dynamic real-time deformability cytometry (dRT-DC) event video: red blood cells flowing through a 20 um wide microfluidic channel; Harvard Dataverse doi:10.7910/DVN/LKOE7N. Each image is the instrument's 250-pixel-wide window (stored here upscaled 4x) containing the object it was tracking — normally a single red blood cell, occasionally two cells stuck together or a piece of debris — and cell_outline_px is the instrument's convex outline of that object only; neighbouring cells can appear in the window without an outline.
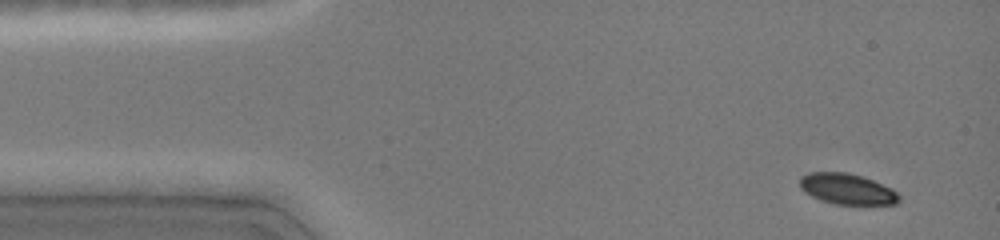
{"species": "common noctule bat (a hibernating species)", "species_latin": "Nyctalus noctula", "temperature_condition": "cold", "stored_images_in_passage": 29, "camera_frame_rate_fps": 3000, "um_per_image_px": 0.085, "animal": {"sex": "female", "body_mass_g": 19.0, "forearm_length_mm": 51.5}, "frame": {"image": 1, "passage_image": 3, "time_ms": 0.667, "image_size_px": [1000, 240], "cell_outline_px": [[900, 200], [896, 204], [836, 204], [820, 200], [804, 192], [800, 188], [800, 176], [808, 172], [848, 172], [872, 180], [892, 188], [900, 196]], "centroid_in_image_um": [71.98, 16.06], "position_along_channel_um": 13.0, "area_um2": 17.8}}
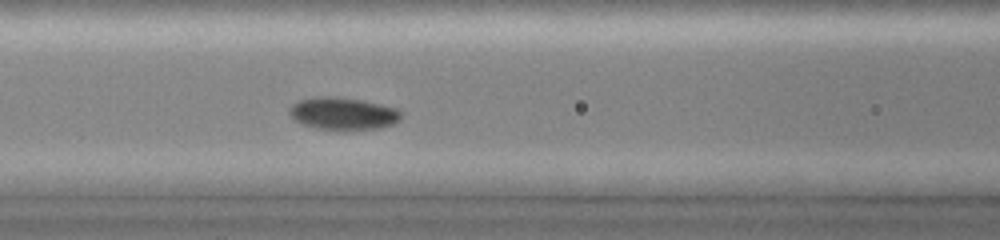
{"frame": {"image": 2, "passage_image": 17, "time_ms": 6.0, "image_size_px": [1000, 240], "cell_outline_px": [[404, 112], [400, 120], [392, 124], [380, 128], [348, 132], [340, 132], [316, 128], [300, 124], [288, 112], [288, 108], [292, 104], [300, 100], [316, 96], [332, 96], [360, 100], [380, 104], [396, 108]], "centroid_in_image_um": [29.17, 9.69], "position_along_channel_um": 137.4, "area_um2": 21.79}}
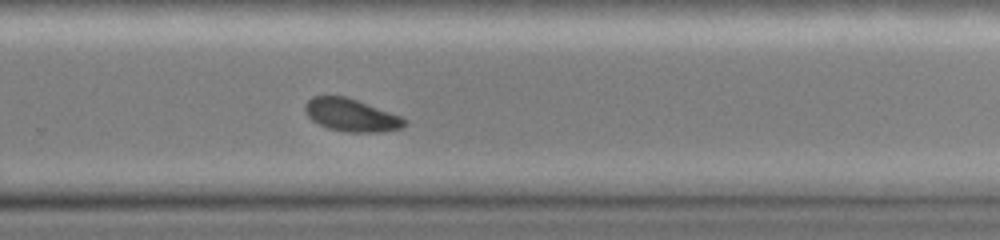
{"frame": {"image": 3, "passage_image": 29, "time_ms": 10.0, "image_size_px": [1000, 240], "cell_outline_px": [[408, 124], [400, 128], [380, 132], [348, 132], [328, 128], [312, 120], [304, 112], [304, 104], [312, 96], [344, 96], [356, 100], [400, 116], [408, 120]], "centroid_in_image_um": [29.84, 9.79], "position_along_channel_um": 300.0, "area_um2": 18.79}}